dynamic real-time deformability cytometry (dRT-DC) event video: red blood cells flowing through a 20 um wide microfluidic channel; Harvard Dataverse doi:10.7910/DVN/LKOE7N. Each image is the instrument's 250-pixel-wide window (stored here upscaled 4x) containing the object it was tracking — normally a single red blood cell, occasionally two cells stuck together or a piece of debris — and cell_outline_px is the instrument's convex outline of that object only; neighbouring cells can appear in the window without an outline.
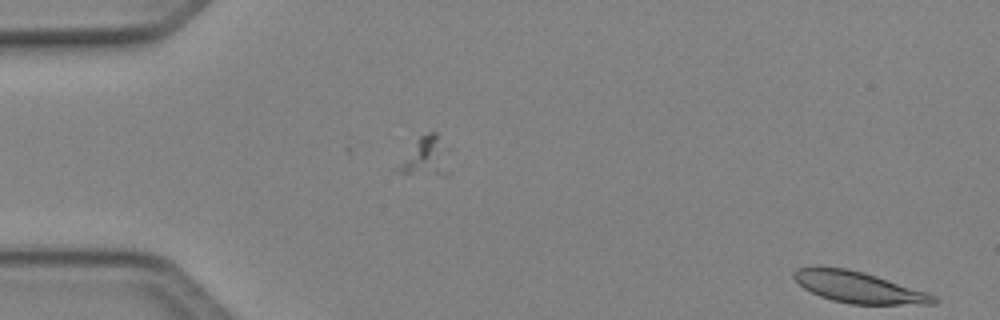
{"species": "Egyptian fruit bat (a non-hibernating species)", "species_latin": "Rousettus aegyptiacus", "temperature_condition": "cold", "stored_images_in_passage": 5, "camera_frame_rate_fps": 3000, "um_per_image_px": 0.085, "animal": {"sex": "female"}, "frame": {"image": 1, "passage_image": 5, "time_ms": 1.333, "image_size_px": [1000, 320], "cell_outline_px": [[940, 300], [936, 304], [848, 304], [832, 300], [820, 296], [804, 288], [792, 276], [792, 272], [796, 268], [844, 268], [864, 272], [928, 292], [936, 296]], "centroid_in_image_um": [73.04, 24.44], "position_along_channel_um": 12.0, "area_um2": 25.2}}